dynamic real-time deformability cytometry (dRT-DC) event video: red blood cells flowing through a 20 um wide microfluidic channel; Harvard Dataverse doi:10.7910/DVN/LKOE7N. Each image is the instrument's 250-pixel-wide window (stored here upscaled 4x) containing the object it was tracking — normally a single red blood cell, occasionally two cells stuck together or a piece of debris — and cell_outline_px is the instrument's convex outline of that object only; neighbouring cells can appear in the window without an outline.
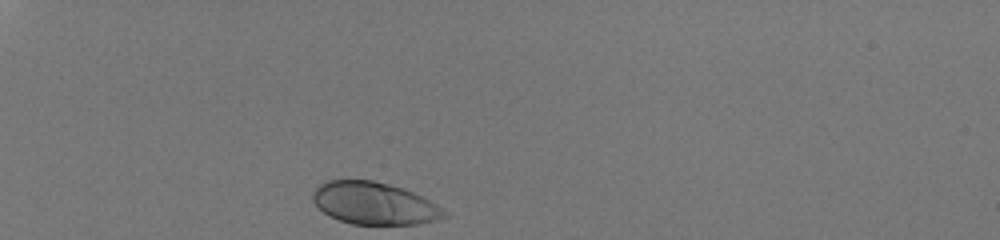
{"species": "human", "species_latin": "Homo sapiens", "temperature_condition": "room temperature", "stored_images_in_passage": 31, "camera_frame_rate_fps": 3000, "um_per_image_px": 0.085, "donor": {"sex": "male"}, "frame": {"image": 1, "passage_image": 1, "time_ms": 0.0, "image_size_px": [1000, 240], "cell_outline_px": [[448, 216], [436, 220], [416, 224], [352, 224], [328, 216], [312, 200], [312, 192], [320, 184], [328, 180], [372, 180], [404, 188], [436, 204], [448, 212]], "centroid_in_image_um": [31.81, 17.28], "position_along_channel_um": 53.2, "area_um2": 32.25}}
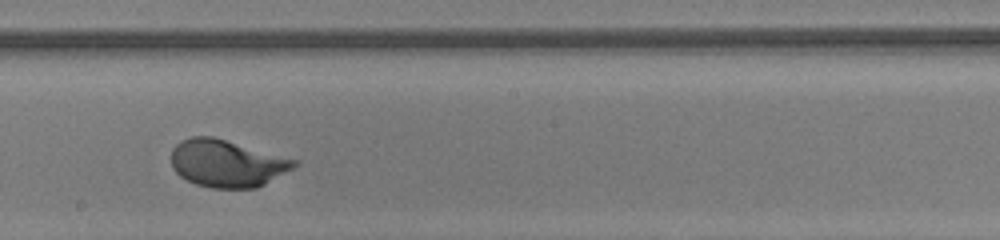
{"frame": {"image": 2, "passage_image": 18, "time_ms": 5.667, "image_size_px": [1000, 240], "cell_outline_px": [[300, 160], [292, 168], [264, 184], [256, 188], [212, 188], [196, 184], [180, 176], [172, 168], [172, 148], [180, 140], [192, 136], [212, 136]], "centroid_in_image_um": [19.27, 13.87], "position_along_channel_um": 228.9, "area_um2": 33.81}}
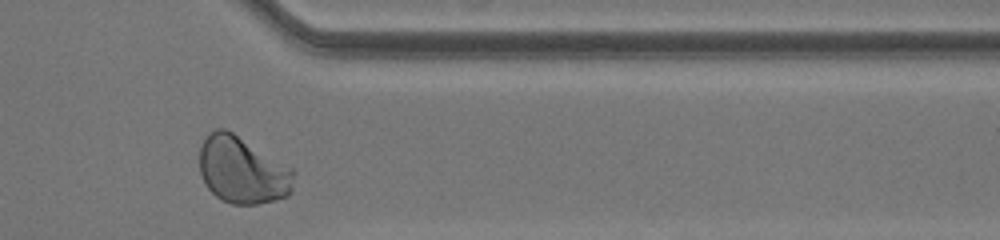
{"frame": {"image": 3, "passage_image": 30, "time_ms": 9.667, "image_size_px": [1000, 240], "cell_outline_px": [[296, 172], [292, 188], [288, 196], [256, 204], [232, 204], [220, 200], [208, 188], [200, 172], [200, 144], [208, 132], [216, 128], [224, 128], [232, 132], [292, 168]], "centroid_in_image_um": [20.59, 14.46], "position_along_channel_um": 390.8, "area_um2": 36.76}, "authors_computed_cell_mechanics": {"area_um2": 33.2928, "velocity_mm_per_s": 4.05, "shape_relaxation_time_tau1_ms": 1.9521, "shape_relaxation_time_tau2_ms": null, "deformation_change_tau1": 0.1569, "deformation_change_tau2": null}}